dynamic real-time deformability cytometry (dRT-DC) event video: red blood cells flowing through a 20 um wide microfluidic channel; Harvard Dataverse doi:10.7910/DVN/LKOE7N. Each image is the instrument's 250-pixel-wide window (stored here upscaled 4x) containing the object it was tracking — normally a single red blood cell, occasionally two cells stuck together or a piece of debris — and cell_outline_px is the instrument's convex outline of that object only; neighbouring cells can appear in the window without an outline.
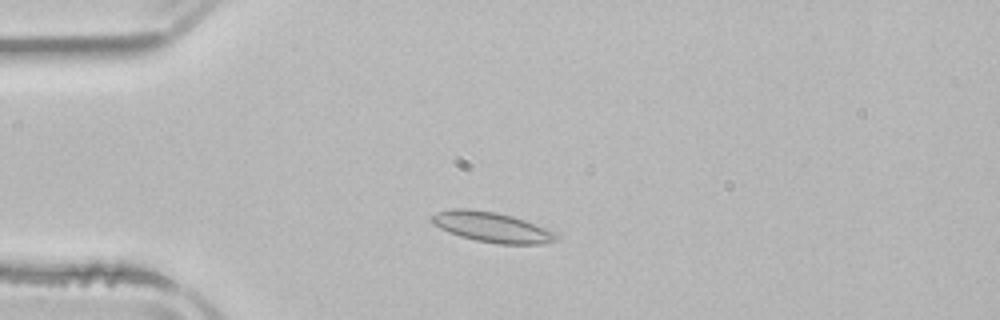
{"species": "common noctule bat (a hibernating species)", "species_latin": "Nyctalus noctula", "temperature_condition": "room temperature", "stored_images_in_passage": 36, "camera_frame_rate_fps": 3000, "um_per_image_px": 0.085, "animal": {"sex": "male", "body_mass_g": 21.5, "forearm_length_mm": 52.0}, "frame": {"image": 1, "passage_image": 8, "time_ms": 2.333, "image_size_px": [1000, 320], "cell_outline_px": [[560, 240], [540, 244], [500, 244], [476, 240], [460, 236], [448, 232], [432, 224], [428, 220], [436, 212], [452, 208], [468, 208], [496, 212], [512, 216], [524, 220], [556, 232], [560, 236]], "centroid_in_image_um": [41.8, 19.3], "position_along_channel_um": 43.2, "area_um2": 22.08}}
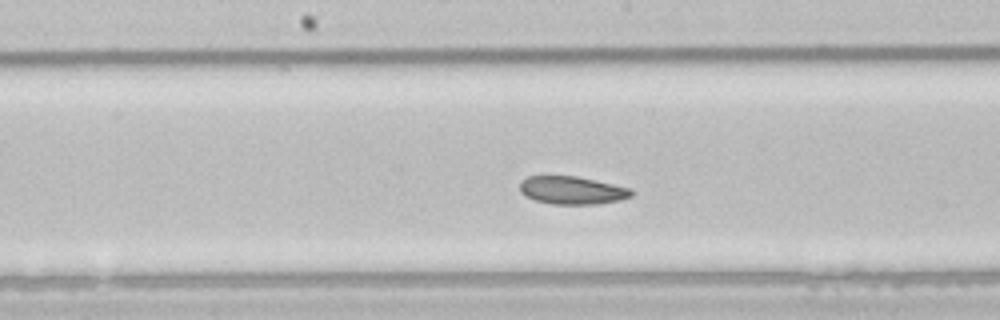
{"frame": {"image": 2, "passage_image": 22, "time_ms": 7.0, "image_size_px": [1000, 320], "cell_outline_px": [[632, 196], [620, 200], [596, 204], [552, 204], [536, 200], [524, 196], [520, 192], [520, 180], [528, 176], [576, 176], [632, 188]], "centroid_in_image_um": [48.61, 16.17], "position_along_channel_um": 199.6, "area_um2": 18.21}}
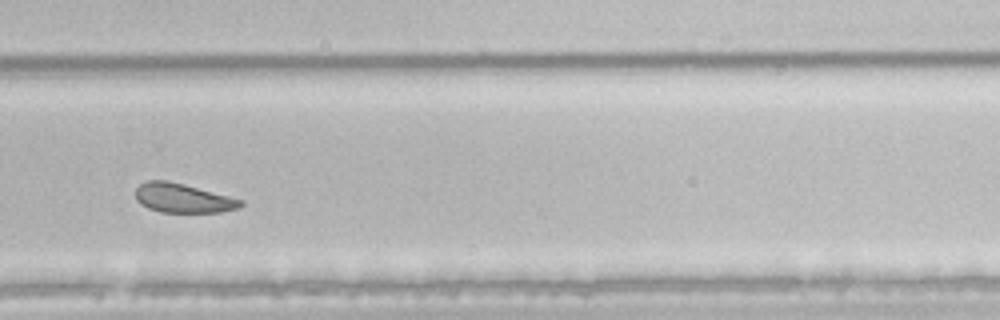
{"frame": {"image": 3, "passage_image": 31, "time_ms": 10.0, "image_size_px": [1000, 320], "cell_outline_px": [[244, 204], [240, 208], [220, 212], [160, 212], [148, 208], [140, 204], [136, 200], [136, 188], [140, 184], [148, 180], [164, 180], [184, 184], [244, 200]], "centroid_in_image_um": [15.56, 16.84], "position_along_channel_um": 314.2, "area_um2": 17.92}, "authors_computed_cell_mechanics": {"area_um2": 19.2763, "velocity_mm_per_s": 3.8388, "shape_relaxation_time_tau1_ms": 2.4913, "shape_relaxation_time_tau2_ms": 6.9954, "deformation_change_tau1": 0.0834, "deformation_change_tau2": 0.1227}}